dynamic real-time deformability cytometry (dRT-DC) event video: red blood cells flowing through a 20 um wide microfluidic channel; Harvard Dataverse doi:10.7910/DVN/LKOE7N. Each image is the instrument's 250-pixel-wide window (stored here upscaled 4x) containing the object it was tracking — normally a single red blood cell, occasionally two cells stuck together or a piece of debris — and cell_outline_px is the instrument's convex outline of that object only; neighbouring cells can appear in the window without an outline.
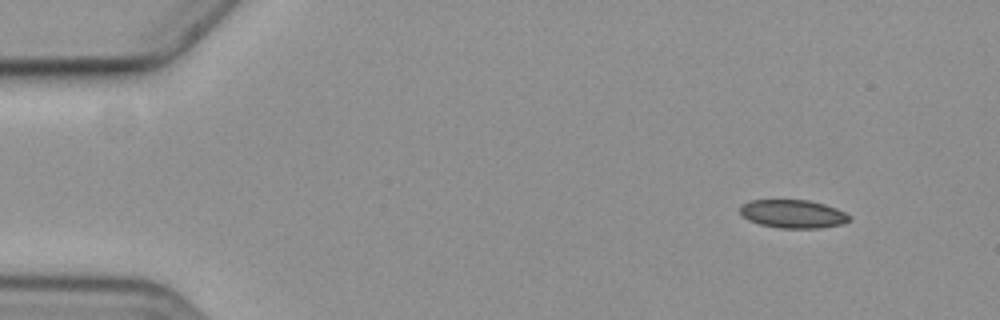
{"species": "common noctule bat (a hibernating species)", "species_latin": "Nyctalus noctula", "temperature_condition": "cold", "stored_images_in_passage": 3, "camera_frame_rate_fps": 3000, "um_per_image_px": 0.085, "animal": {"sex": "female", "body_mass_g": 19.3, "forearm_length_mm": 54.1}, "frame": {"image": 1, "passage_image": 3, "time_ms": 3.333, "image_size_px": [1000, 320], "cell_outline_px": [[852, 220], [844, 224], [820, 228], [780, 228], [760, 224], [748, 220], [740, 212], [740, 204], [752, 200], [808, 200], [824, 204], [836, 208], [852, 216]], "centroid_in_image_um": [67.44, 18.18], "position_along_channel_um": 17.6, "area_um2": 18.15}}